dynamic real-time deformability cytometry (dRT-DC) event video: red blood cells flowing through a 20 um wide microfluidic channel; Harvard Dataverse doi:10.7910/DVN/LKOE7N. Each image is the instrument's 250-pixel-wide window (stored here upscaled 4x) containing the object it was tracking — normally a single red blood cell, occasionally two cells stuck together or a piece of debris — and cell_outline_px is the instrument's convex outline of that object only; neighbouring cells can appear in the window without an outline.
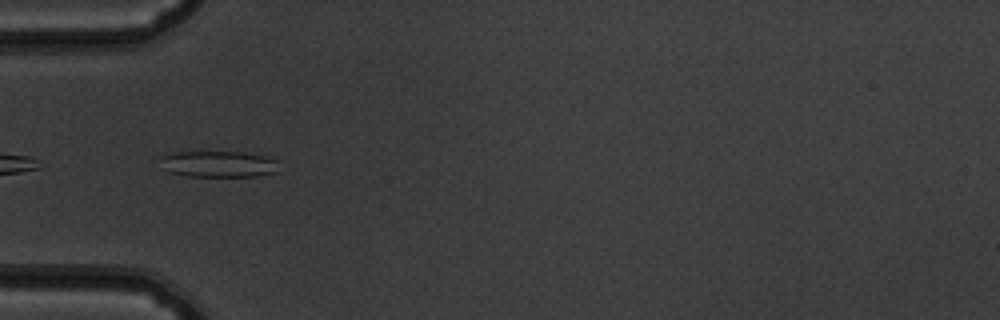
{"species": "common noctule bat (a hibernating species)", "species_latin": "Nyctalus noctula", "temperature_condition": "warm", "stored_images_in_passage": 26, "camera_frame_rate_fps": 3000, "um_per_image_px": 0.085, "animal": {"sex": "male", "body_mass_g": 19.5, "forearm_length_mm": 54.6}, "frame": {"image": 1, "passage_image": 5, "time_ms": 1.333, "image_size_px": [1000, 320], "cell_outline_px": [[276, 172], [256, 176], [188, 176], [168, 172], [160, 156], [168, 152], [244, 152], [264, 156], [276, 160]], "centroid_in_image_um": [18.55, 13.94], "position_along_channel_um": 66.5, "area_um2": 17.92}}
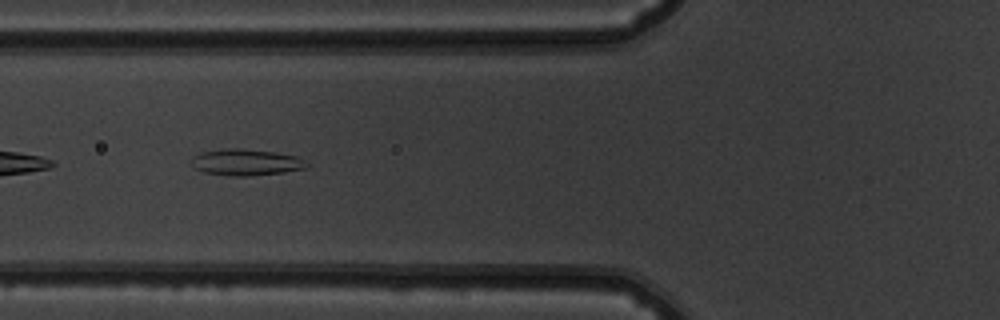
{"frame": {"image": 2, "passage_image": 8, "time_ms": 2.333, "image_size_px": [1000, 320], "cell_outline_px": [[312, 164], [304, 168], [284, 172], [248, 176], [228, 176], [204, 172], [196, 168], [188, 160], [200, 152], [224, 148], [240, 148], [272, 152], [296, 156]], "centroid_in_image_um": [20.88, 13.79], "position_along_channel_um": 104.9, "area_um2": 17.8}}